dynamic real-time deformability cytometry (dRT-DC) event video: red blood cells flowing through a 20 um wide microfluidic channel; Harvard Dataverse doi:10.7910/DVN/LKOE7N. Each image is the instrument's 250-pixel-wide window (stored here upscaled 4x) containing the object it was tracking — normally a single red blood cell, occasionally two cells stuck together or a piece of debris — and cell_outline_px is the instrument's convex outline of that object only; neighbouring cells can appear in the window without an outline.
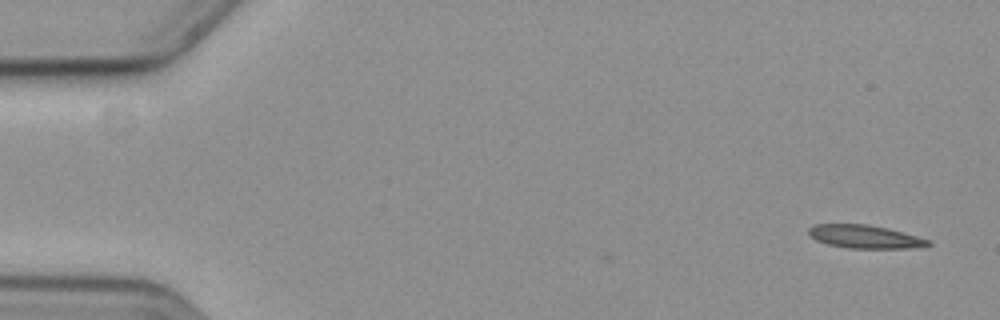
{"species": "common noctule bat (a hibernating species)", "species_latin": "Nyctalus noctula", "temperature_condition": "cold", "stored_images_in_passage": 4, "camera_frame_rate_fps": 3000, "um_per_image_px": 0.085, "animal": {"sex": "female", "body_mass_g": 19.3, "forearm_length_mm": 54.1}, "frame": {"image": 1, "passage_image": 1, "time_ms": 0.0, "image_size_px": [1000, 320], "cell_outline_px": [[932, 244], [924, 248], [848, 248], [828, 244], [816, 240], [808, 236], [808, 228], [816, 224], [868, 224], [888, 228], [932, 240]], "centroid_in_image_um": [73.56, 20.12], "position_along_channel_um": 11.4, "area_um2": 16.42}}